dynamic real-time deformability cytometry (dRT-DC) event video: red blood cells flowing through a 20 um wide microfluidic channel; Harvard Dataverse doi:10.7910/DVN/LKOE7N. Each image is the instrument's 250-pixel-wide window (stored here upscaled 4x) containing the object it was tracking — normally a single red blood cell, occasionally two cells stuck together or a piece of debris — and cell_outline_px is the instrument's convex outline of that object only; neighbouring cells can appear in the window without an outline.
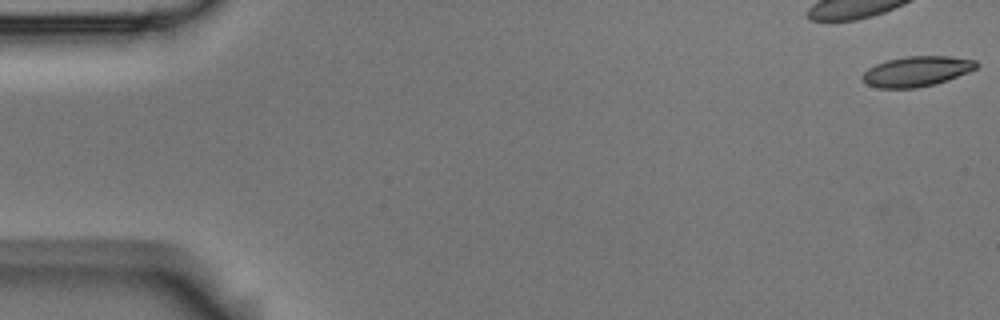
{"species": "Egyptian fruit bat (a non-hibernating species)", "species_latin": "Rousettus aegyptiacus", "temperature_condition": "room temperature", "stored_images_in_passage": 5, "camera_frame_rate_fps": 3000, "um_per_image_px": 0.085, "animal": {"sex": "male"}, "frame": {"image": 1, "passage_image": 1, "time_ms": 0.0, "image_size_px": [1000, 320], "cell_outline_px": [[980, 64], [976, 68], [968, 72], [948, 80], [936, 84], [916, 88], [876, 88], [868, 84], [860, 76], [868, 68], [876, 64], [888, 60], [908, 56], [952, 56], [976, 60]], "centroid_in_image_um": [77.94, 6.06], "position_along_channel_um": 7.1, "area_um2": 20.11}}